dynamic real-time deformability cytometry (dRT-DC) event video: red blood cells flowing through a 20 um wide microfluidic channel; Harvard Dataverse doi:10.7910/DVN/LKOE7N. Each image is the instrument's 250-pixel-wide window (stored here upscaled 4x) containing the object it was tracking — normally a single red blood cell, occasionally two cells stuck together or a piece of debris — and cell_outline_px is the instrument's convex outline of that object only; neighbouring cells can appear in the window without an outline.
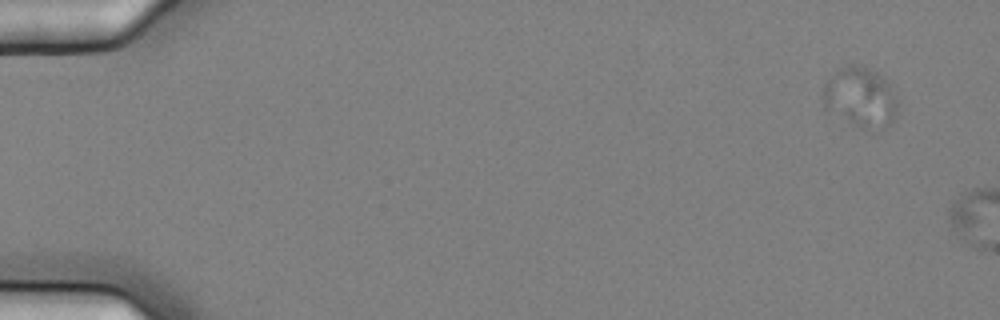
{"species": "common noctule bat (a hibernating species)", "species_latin": "Nyctalus noctula", "temperature_condition": "cold", "stored_images_in_passage": 3, "camera_frame_rate_fps": 3000, "um_per_image_px": 0.085, "animal": {"sex": "female", "body_mass_g": 25.1}, "frame": {"image": 1, "passage_image": 2, "time_ms": 0.333, "image_size_px": [1000, 320], "cell_outline_px": [[896, 108], [892, 120], [884, 128], [872, 136], [828, 112], [824, 108], [824, 88], [828, 80], [840, 68], [848, 64], [864, 64], [884, 76], [896, 92]], "centroid_in_image_um": [73.16, 8.33], "position_along_channel_um": 11.8, "area_um2": 27.05}}